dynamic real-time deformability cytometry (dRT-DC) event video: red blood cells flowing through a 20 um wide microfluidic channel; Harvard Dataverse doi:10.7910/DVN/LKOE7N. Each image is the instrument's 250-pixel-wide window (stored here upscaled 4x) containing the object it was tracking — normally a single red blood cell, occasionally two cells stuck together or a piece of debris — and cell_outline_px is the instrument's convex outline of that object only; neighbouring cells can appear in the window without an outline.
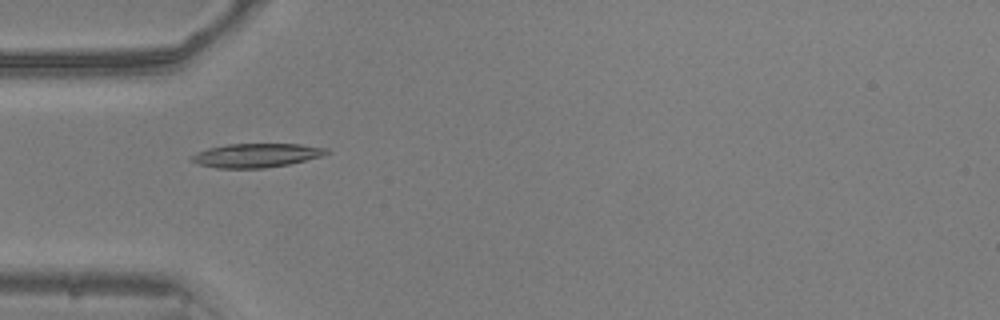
{"species": "common noctule bat (a hibernating species)", "species_latin": "Nyctalus noctula", "temperature_condition": "warm", "stored_images_in_passage": 52, "camera_frame_rate_fps": 3000, "um_per_image_px": 0.085, "animal": {"sex": "male", "body_mass_g": 20.5, "forearm_length_mm": 52.5}, "frame": {"image": 1, "passage_image": 16, "time_ms": 5.0, "image_size_px": [1000, 320], "cell_outline_px": [[332, 152], [324, 156], [288, 164], [264, 168], [216, 168], [196, 164], [188, 156], [196, 152], [208, 148], [228, 144], [300, 144], [328, 148]], "centroid_in_image_um": [21.79, 13.2], "position_along_channel_um": 63.2, "area_um2": 19.02}}
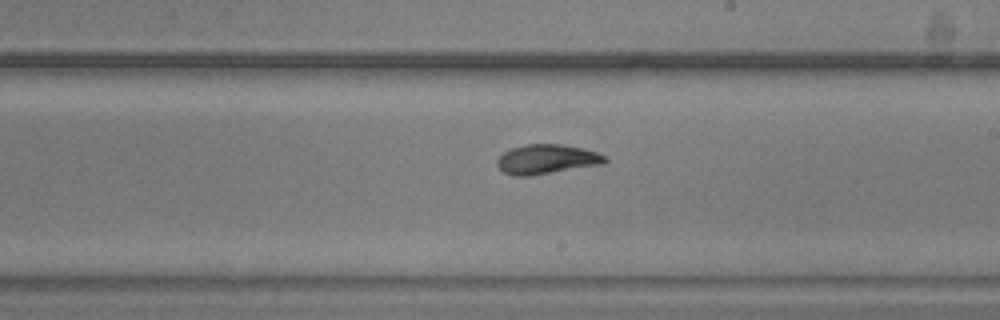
{"frame": {"image": 2, "passage_image": 30, "time_ms": 9.667, "image_size_px": [1000, 320], "cell_outline_px": [[608, 160], [604, 164], [528, 176], [512, 176], [504, 172], [496, 164], [496, 160], [504, 152], [512, 148], [528, 144], [560, 144], [580, 148], [596, 152], [604, 156]], "centroid_in_image_um": [46.45, 13.54], "position_along_channel_um": 242.6, "area_um2": 18.38}}
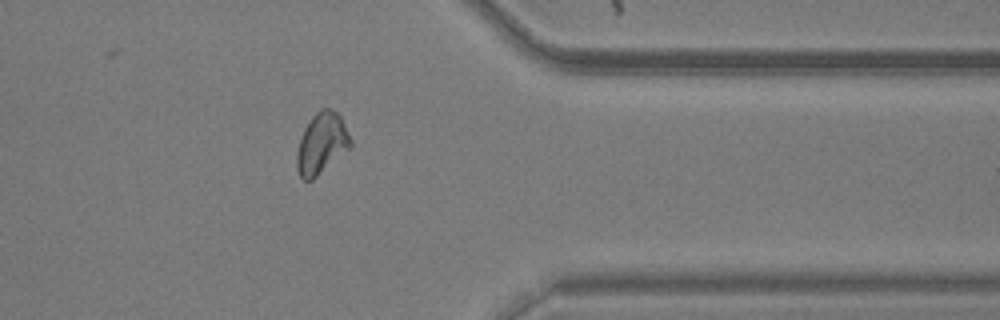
{"frame": {"image": 3, "passage_image": 42, "time_ms": 13.667, "image_size_px": [1000, 320], "cell_outline_px": [[352, 148], [312, 180], [304, 180], [300, 176], [296, 168], [296, 152], [304, 128], [312, 116], [320, 108], [332, 108], [340, 116], [352, 140]], "centroid_in_image_um": [27.35, 12.2], "position_along_channel_um": 384.0, "area_um2": 19.36}, "authors_computed_cell_mechanics": {"area_um2": 18.1492, "velocity_mm_per_s": 3.844, "shape_relaxation_time_tau1_ms": 4.0956, "shape_relaxation_time_tau2_ms": 1.4874, "deformation_change_tau1": 0.1624, "deformation_change_tau2": 0.064}}